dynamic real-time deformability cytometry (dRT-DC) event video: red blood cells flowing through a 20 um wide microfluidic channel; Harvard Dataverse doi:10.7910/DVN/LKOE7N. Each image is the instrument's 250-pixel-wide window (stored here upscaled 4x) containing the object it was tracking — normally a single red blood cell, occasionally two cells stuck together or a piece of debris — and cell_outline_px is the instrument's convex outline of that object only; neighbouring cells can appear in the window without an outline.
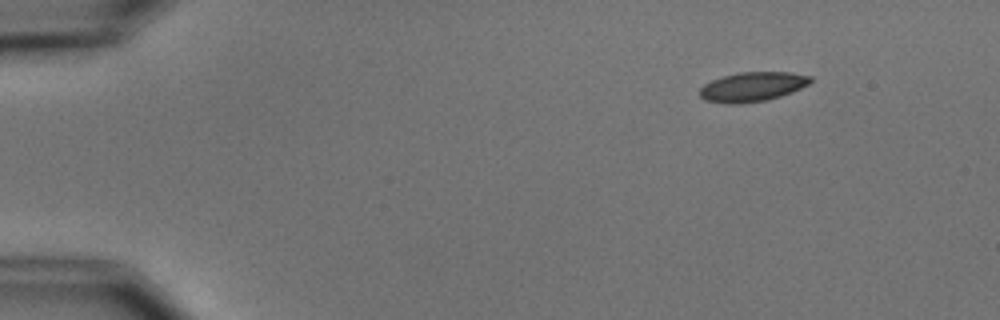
{"species": "common noctule bat (a hibernating species)", "species_latin": "Nyctalus noctula", "temperature_condition": "cold", "stored_images_in_passage": 4, "camera_frame_rate_fps": 3000, "um_per_image_px": 0.085, "animal": {"sex": "male", "body_mass_g": 15.6}, "frame": {"image": 1, "passage_image": 1, "time_ms": 0.0, "image_size_px": [1000, 320], "cell_outline_px": [[812, 80], [808, 84], [792, 92], [768, 100], [744, 104], [724, 104], [704, 100], [700, 96], [700, 88], [704, 84], [712, 80], [724, 76], [740, 72], [792, 72], [812, 76]], "centroid_in_image_um": [63.95, 7.39], "position_along_channel_um": 21.1, "area_um2": 19.19}}
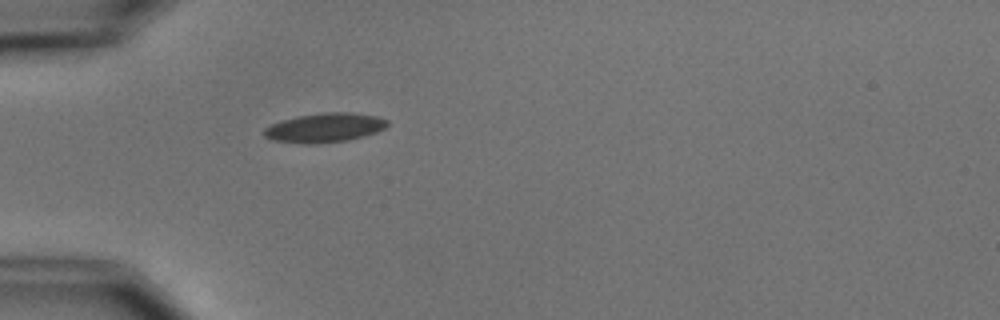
{"frame": {"image": 2, "passage_image": 4, "time_ms": 3.333, "image_size_px": [1000, 320], "cell_outline_px": [[388, 124], [384, 128], [376, 132], [364, 136], [348, 140], [316, 144], [308, 144], [272, 140], [264, 136], [264, 128], [272, 124], [296, 116], [324, 112], [352, 112], [376, 116], [388, 120]], "centroid_in_image_um": [27.61, 10.85], "position_along_channel_um": 57.4, "area_um2": 20.98}}